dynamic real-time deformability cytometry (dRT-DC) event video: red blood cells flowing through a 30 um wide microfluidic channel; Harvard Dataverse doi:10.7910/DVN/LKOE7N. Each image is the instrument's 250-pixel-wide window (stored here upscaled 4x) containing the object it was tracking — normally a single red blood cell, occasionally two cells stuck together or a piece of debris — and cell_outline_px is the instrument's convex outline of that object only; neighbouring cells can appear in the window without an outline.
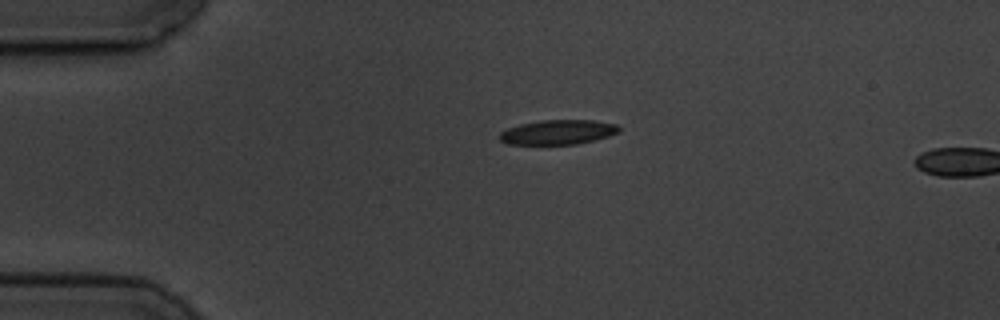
{"species": "common noctule bat (a hibernating species)", "species_latin": "Nyctalus noctula", "temperature_condition": "cold", "stored_images_in_passage": 2, "camera_frame_rate_fps": 3000, "um_per_image_px": 0.085, "animal": {"sex": "male", "body_mass_g": 19.5, "forearm_length_mm": 54.6}, "frame": {"image": 1, "passage_image": 1, "time_ms": 0.0, "image_size_px": [1000, 320], "cell_outline_px": [[620, 132], [596, 140], [576, 144], [508, 144], [500, 140], [500, 132], [508, 128], [520, 124], [540, 120], [592, 120], [616, 124], [620, 128]], "centroid_in_image_um": [47.44, 11.23], "position_along_channel_um": 37.6, "area_um2": 17.11}}